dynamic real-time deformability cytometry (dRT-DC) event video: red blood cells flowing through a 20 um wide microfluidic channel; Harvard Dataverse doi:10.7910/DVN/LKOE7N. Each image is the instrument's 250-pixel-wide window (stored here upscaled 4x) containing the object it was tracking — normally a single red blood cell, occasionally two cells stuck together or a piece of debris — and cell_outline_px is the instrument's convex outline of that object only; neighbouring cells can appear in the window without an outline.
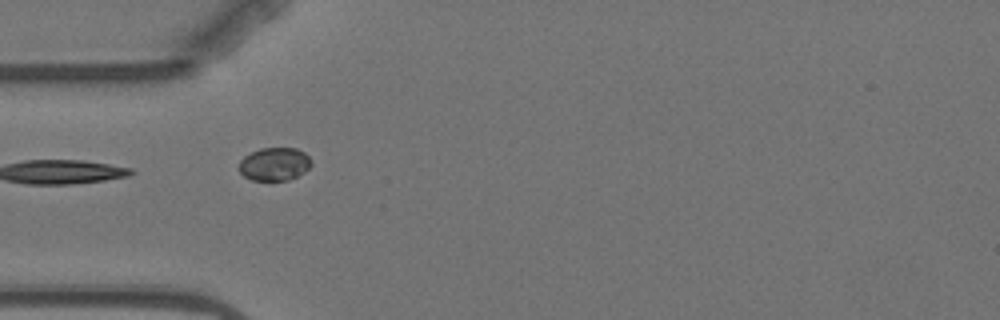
{"species": "Egyptian fruit bat (a non-hibernating species)", "species_latin": "Rousettus aegyptiacus", "temperature_condition": "warm", "stored_images_in_passage": 13, "camera_frame_rate_fps": 3000, "um_per_image_px": 0.085, "animal": {"sex": "female"}, "frame": {"image": 1, "passage_image": 3, "time_ms": 3.333, "image_size_px": [1000, 320], "cell_outline_px": [[312, 164], [304, 172], [288, 180], [252, 180], [244, 176], [240, 172], [240, 160], [244, 156], [260, 148], [296, 148], [304, 152], [312, 160]], "centroid_in_image_um": [23.34, 13.94], "position_along_channel_um": 61.7, "area_um2": 13.87}}
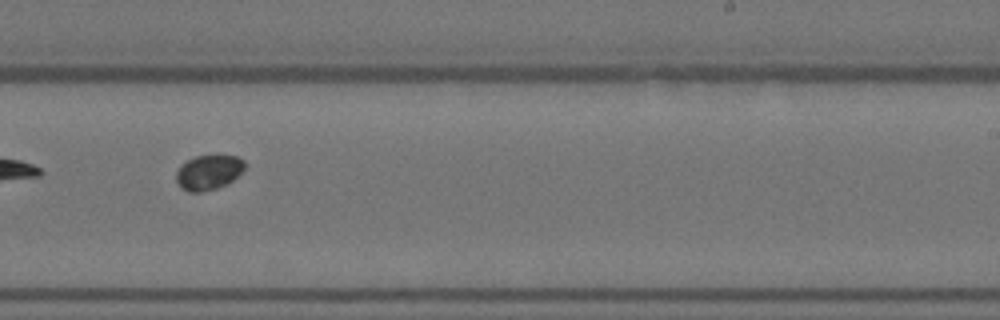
{"frame": {"image": 2, "passage_image": 8, "time_ms": 9.333, "image_size_px": [1000, 320], "cell_outline_px": [[244, 168], [228, 184], [216, 188], [200, 192], [188, 192], [180, 188], [176, 180], [176, 172], [180, 164], [196, 156], [236, 156], [244, 160]], "centroid_in_image_um": [17.68, 14.66], "position_along_channel_um": 271.3, "area_um2": 13.81}}
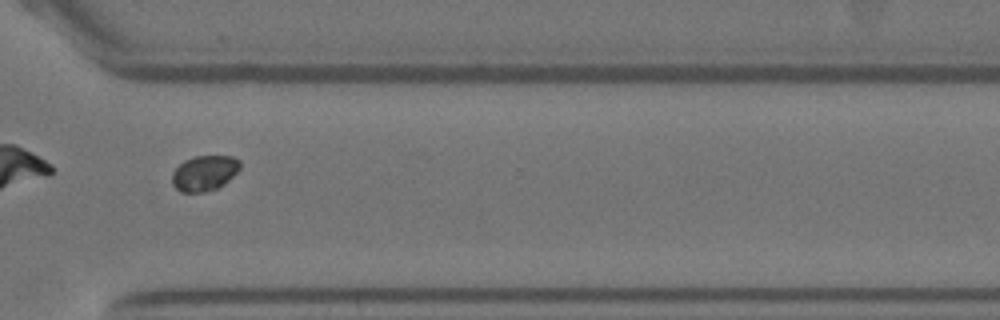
{"frame": {"image": 3, "passage_image": 10, "time_ms": 11.667, "image_size_px": [1000, 320], "cell_outline_px": [[240, 168], [224, 184], [216, 188], [204, 192], [180, 192], [172, 184], [172, 172], [184, 160], [196, 156], [232, 156], [240, 160]], "centroid_in_image_um": [17.36, 14.71], "position_along_channel_um": 353.2, "area_um2": 13.93}, "authors_computed_cell_mechanics": {"area_um2": 13.9298, "velocity_mm_per_s": 3.4808, "shape_relaxation_time_tau1_ms": 0.1606, "shape_relaxation_time_tau2_ms": null, "deformation_change_tau1": 0.2439, "deformation_change_tau2": null}}